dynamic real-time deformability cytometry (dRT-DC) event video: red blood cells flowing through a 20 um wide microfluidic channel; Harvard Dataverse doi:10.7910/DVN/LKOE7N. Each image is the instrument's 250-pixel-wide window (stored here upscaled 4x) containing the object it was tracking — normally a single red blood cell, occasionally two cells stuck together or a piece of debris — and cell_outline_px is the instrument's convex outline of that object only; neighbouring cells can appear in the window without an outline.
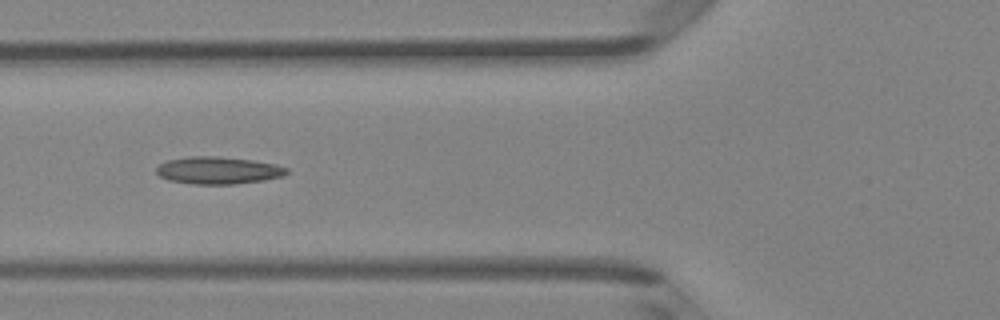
{"species": "Egyptian fruit bat (a non-hibernating species)", "species_latin": "Rousettus aegyptiacus", "temperature_condition": "room temperature", "stored_images_in_passage": 5, "camera_frame_rate_fps": 3000, "um_per_image_px": 0.085, "animal": {"sex": "female"}, "frame": {"image": 1, "passage_image": 5, "time_ms": 1.333, "image_size_px": [1000, 320], "cell_outline_px": [[288, 172], [284, 176], [264, 180], [232, 184], [192, 184], [168, 180], [160, 176], [156, 172], [156, 168], [160, 164], [168, 160], [188, 156], [216, 156], [252, 160], [276, 164], [288, 168]], "centroid_in_image_um": [18.55, 14.48], "position_along_channel_um": 107.3, "area_um2": 20.75}}